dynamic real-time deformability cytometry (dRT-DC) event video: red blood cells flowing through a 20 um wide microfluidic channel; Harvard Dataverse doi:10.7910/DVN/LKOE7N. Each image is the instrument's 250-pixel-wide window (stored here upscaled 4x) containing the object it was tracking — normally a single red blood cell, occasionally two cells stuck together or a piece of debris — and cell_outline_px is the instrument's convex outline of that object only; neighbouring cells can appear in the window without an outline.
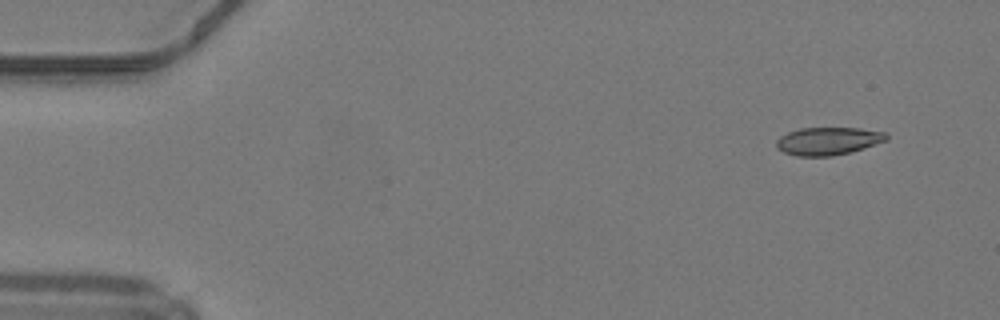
{"species": "common noctule bat (a hibernating species)", "species_latin": "Nyctalus noctula", "temperature_condition": "warm", "stored_images_in_passage": 46, "camera_frame_rate_fps": 3000, "um_per_image_px": 0.085, "animal": {"sex": "male", "body_mass_g": 19.2, "forearm_length_mm": 51.8}, "frame": {"image": 1, "passage_image": 1, "time_ms": 0.0, "image_size_px": [1000, 320], "cell_outline_px": [[888, 140], [864, 148], [832, 156], [796, 156], [784, 152], [776, 148], [776, 140], [780, 136], [788, 132], [800, 128], [860, 128], [884, 132], [888, 136]], "centroid_in_image_um": [70.37, 11.98], "position_along_channel_um": 14.6, "area_um2": 17.8}}
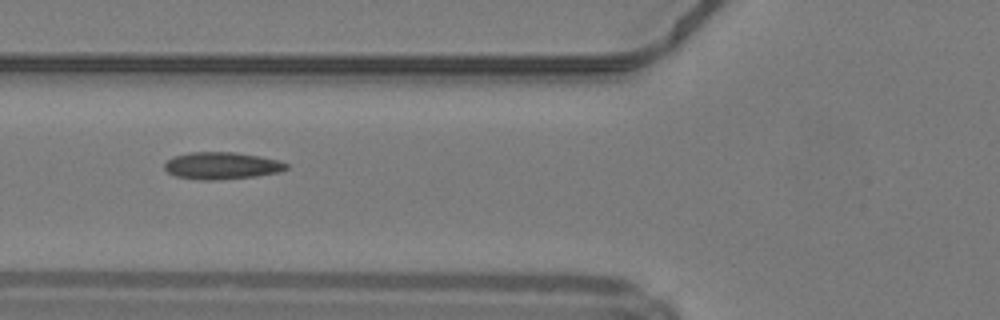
{"frame": {"image": 2, "passage_image": 16, "time_ms": 5.0, "image_size_px": [1000, 320], "cell_outline_px": [[288, 168], [280, 172], [256, 176], [216, 180], [200, 180], [176, 176], [168, 172], [164, 168], [164, 164], [172, 156], [192, 152], [236, 152], [260, 156], [280, 160], [288, 164]], "centroid_in_image_um": [18.87, 14.08], "position_along_channel_um": 106.9, "area_um2": 19.36}}
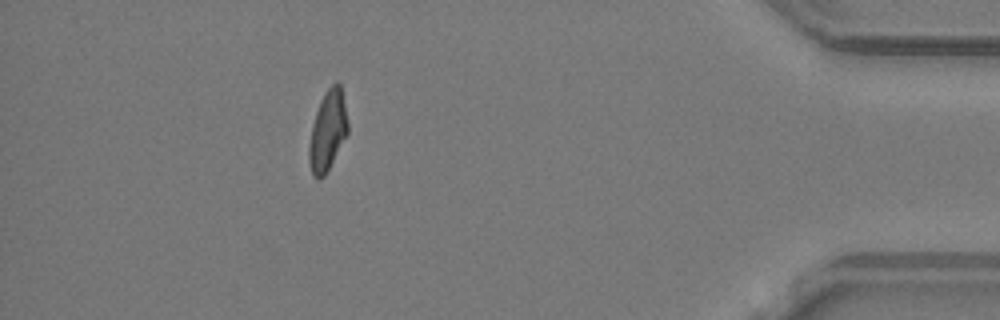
{"frame": {"image": 3, "passage_image": 41, "time_ms": 13.333, "image_size_px": [1000, 320], "cell_outline_px": [[348, 136], [324, 176], [320, 180], [316, 180], [312, 176], [308, 160], [308, 148], [312, 124], [320, 100], [324, 92], [336, 80], [340, 84], [348, 124]], "centroid_in_image_um": [27.84, 11.16], "position_along_channel_um": 407.4, "area_um2": 18.38}, "authors_computed_cell_mechanics": {"area_um2": 18.5249, "velocity_mm_per_s": 4.2383, "shape_relaxation_time_tau1_ms": null, "shape_relaxation_time_tau2_ms": 1.9985, "deformation_change_tau1": null, "deformation_change_tau2": 0.101}}